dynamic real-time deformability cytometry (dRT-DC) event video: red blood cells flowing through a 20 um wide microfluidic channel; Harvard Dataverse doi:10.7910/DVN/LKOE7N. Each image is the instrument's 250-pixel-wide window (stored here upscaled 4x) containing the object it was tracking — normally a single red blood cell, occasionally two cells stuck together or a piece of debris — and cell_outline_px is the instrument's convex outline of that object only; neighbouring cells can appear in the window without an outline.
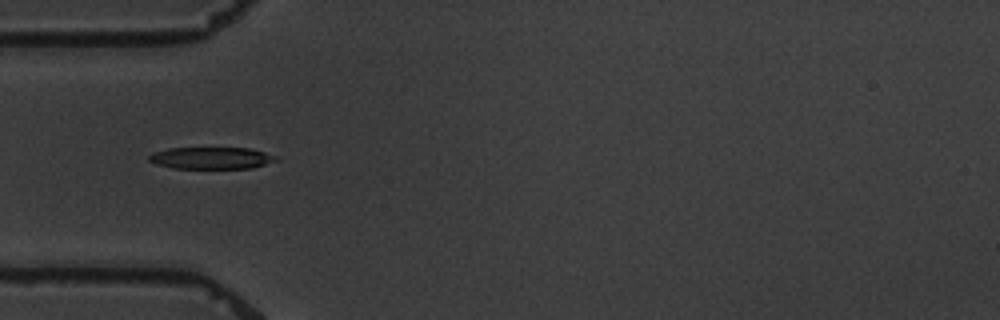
{"species": "common noctule bat (a hibernating species)", "species_latin": "Nyctalus noctula", "temperature_condition": "warm", "stored_images_in_passage": 13, "camera_frame_rate_fps": 3000, "um_per_image_px": 0.085, "animal": {"sex": "male", "body_mass_g": 19.5, "forearm_length_mm": 54.6}, "frame": {"image": 1, "passage_image": 3, "time_ms": 2.0, "image_size_px": [1000, 320], "cell_outline_px": [[280, 160], [252, 168], [172, 168], [156, 164], [148, 160], [148, 156], [156, 152], [168, 148], [248, 148], [264, 152], [276, 156]], "centroid_in_image_um": [17.98, 13.43], "position_along_channel_um": 67.0, "area_um2": 16.13}}
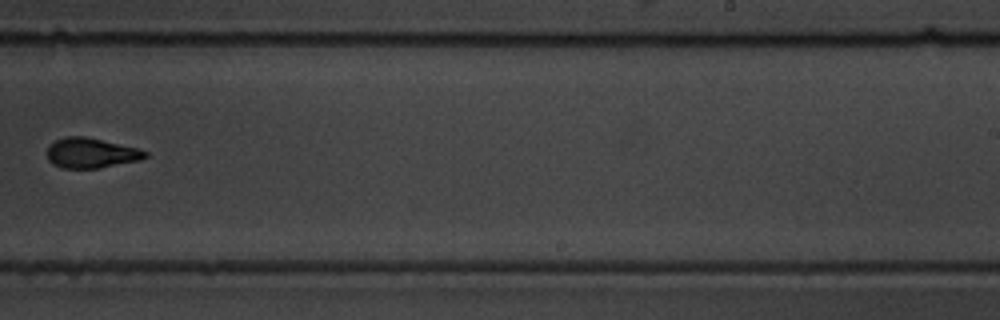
{"frame": {"image": 2, "passage_image": 8, "time_ms": 8.333, "image_size_px": [1000, 320], "cell_outline_px": [[148, 156], [140, 160], [100, 168], [60, 168], [52, 164], [48, 160], [48, 148], [56, 140], [64, 136], [84, 136], [136, 148], [148, 152]], "centroid_in_image_um": [7.73, 13.02], "position_along_channel_um": 281.3, "area_um2": 17.05}}
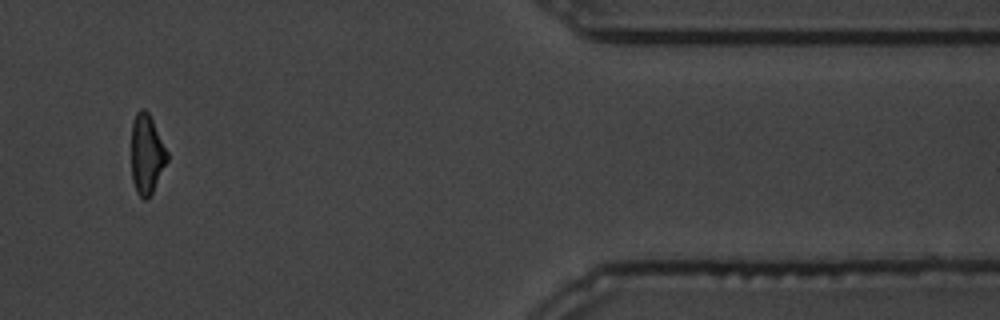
{"frame": {"image": 3, "passage_image": 11, "time_ms": 13.0, "image_size_px": [1000, 320], "cell_outline_px": [[168, 160], [148, 200], [144, 200], [136, 192], [132, 180], [132, 120], [136, 112], [140, 108], [144, 108], [148, 112], [168, 152]], "centroid_in_image_um": [12.46, 13.11], "position_along_channel_um": 398.9, "area_um2": 16.59}, "authors_computed_cell_mechanics": {"area_um2": 16.9932, "velocity_mm_per_s": 3.3887, "shape_relaxation_time_tau1_ms": 3.9755, "shape_relaxation_time_tau2_ms": 2.2575, "deformation_change_tau1": 0.1585, "deformation_change_tau2": 0.0768}}